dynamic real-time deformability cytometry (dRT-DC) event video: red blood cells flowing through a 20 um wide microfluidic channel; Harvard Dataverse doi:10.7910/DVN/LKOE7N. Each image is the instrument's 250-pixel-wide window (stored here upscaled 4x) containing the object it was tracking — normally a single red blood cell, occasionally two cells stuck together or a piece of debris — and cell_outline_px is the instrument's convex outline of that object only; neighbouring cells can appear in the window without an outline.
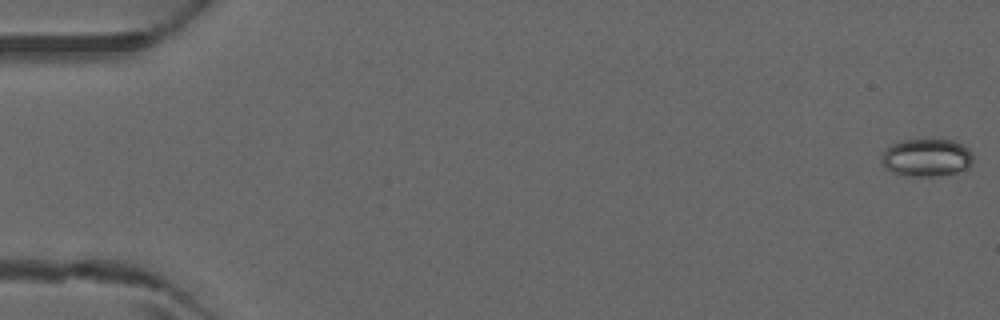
{"species": "common noctule bat (a hibernating species)", "species_latin": "Nyctalus noctula", "temperature_condition": "warm", "stored_images_in_passage": 4, "camera_frame_rate_fps": 3000, "um_per_image_px": 0.085, "animal": {"sex": "male", "forearm_length_mm": 52.5}, "frame": {"image": 1, "passage_image": 1, "time_ms": 0.0, "image_size_px": [1000, 320], "cell_outline_px": [[972, 164], [968, 168], [956, 172], [936, 176], [912, 176], [892, 172], [884, 164], [884, 152], [892, 144], [900, 140], [952, 140], [964, 144], [968, 148], [972, 156]], "centroid_in_image_um": [78.82, 13.39], "position_along_channel_um": 6.2, "area_um2": 19.77}}